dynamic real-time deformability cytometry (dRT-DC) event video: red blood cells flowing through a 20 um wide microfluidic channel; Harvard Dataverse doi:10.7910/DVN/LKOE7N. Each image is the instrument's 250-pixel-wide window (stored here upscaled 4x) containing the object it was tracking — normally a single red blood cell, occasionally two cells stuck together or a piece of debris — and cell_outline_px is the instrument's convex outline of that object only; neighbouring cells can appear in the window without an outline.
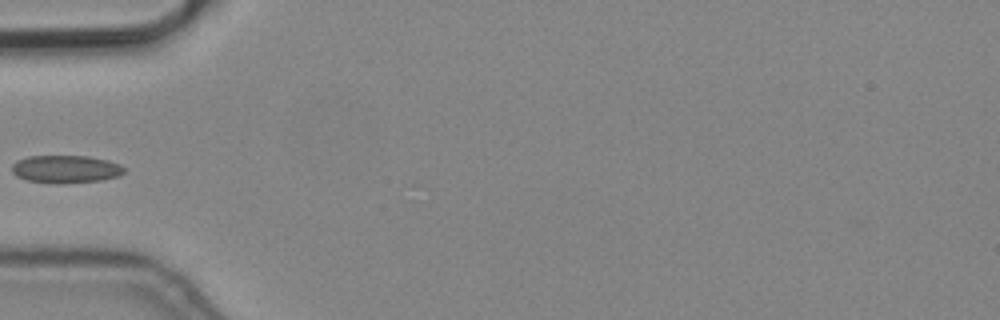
{"species": "common noctule bat (a hibernating species)", "species_latin": "Nyctalus noctula", "temperature_condition": "cold", "stored_images_in_passage": 6, "camera_frame_rate_fps": 3000, "um_per_image_px": 0.085, "animal": {"sex": "male", "body_mass_g": 19.2, "forearm_length_mm": 51.8}, "frame": {"image": 1, "passage_image": 5, "time_ms": 1.333, "image_size_px": [1000, 320], "cell_outline_px": [[124, 172], [120, 176], [100, 180], [28, 180], [16, 176], [12, 172], [12, 164], [16, 160], [28, 156], [88, 156], [108, 160], [120, 164], [124, 168]], "centroid_in_image_um": [5.6, 14.31], "position_along_channel_um": 79.4, "area_um2": 17.17}}
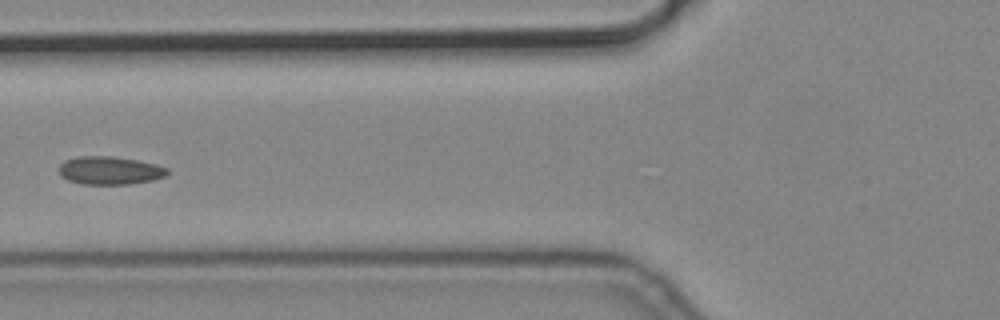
{"frame": {"image": 2, "passage_image": 6, "time_ms": 1.667, "image_size_px": [1000, 320], "cell_outline_px": [[168, 172], [164, 176], [152, 180], [128, 184], [84, 184], [68, 180], [60, 176], [60, 164], [64, 160], [76, 156], [112, 156], [136, 160], [156, 164], [168, 168]], "centroid_in_image_um": [9.3, 14.48], "position_along_channel_um": 116.5, "area_um2": 17.69}}